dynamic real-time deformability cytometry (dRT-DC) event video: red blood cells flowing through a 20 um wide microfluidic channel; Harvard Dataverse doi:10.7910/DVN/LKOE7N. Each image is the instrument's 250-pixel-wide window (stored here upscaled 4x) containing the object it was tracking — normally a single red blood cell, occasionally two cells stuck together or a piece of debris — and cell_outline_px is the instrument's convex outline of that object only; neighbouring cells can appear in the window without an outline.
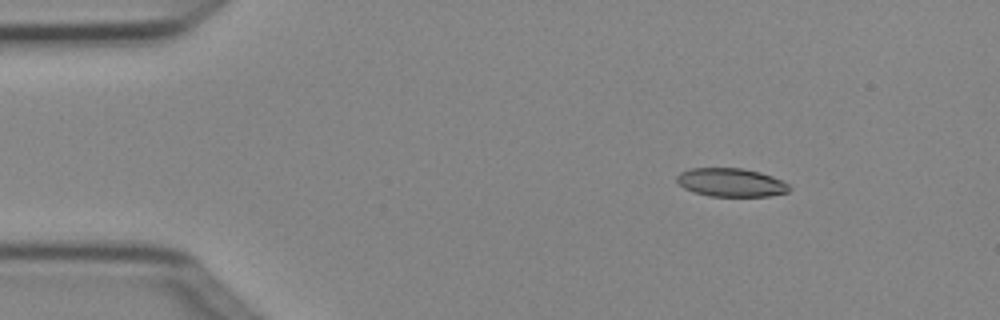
{"species": "Egyptian fruit bat (a non-hibernating species)", "species_latin": "Rousettus aegyptiacus", "temperature_condition": "cold", "stored_images_in_passage": 3, "camera_frame_rate_fps": 3000, "um_per_image_px": 0.085, "animal": {"sex": "female"}, "frame": {"image": 1, "passage_image": 1, "time_ms": 0.0, "image_size_px": [1000, 320], "cell_outline_px": [[792, 188], [788, 192], [768, 196], [708, 196], [692, 192], [684, 188], [676, 180], [676, 176], [680, 172], [688, 168], [744, 168], [760, 172], [772, 176], [788, 184]], "centroid_in_image_um": [62.11, 15.5], "position_along_channel_um": 22.9, "area_um2": 18.79}}